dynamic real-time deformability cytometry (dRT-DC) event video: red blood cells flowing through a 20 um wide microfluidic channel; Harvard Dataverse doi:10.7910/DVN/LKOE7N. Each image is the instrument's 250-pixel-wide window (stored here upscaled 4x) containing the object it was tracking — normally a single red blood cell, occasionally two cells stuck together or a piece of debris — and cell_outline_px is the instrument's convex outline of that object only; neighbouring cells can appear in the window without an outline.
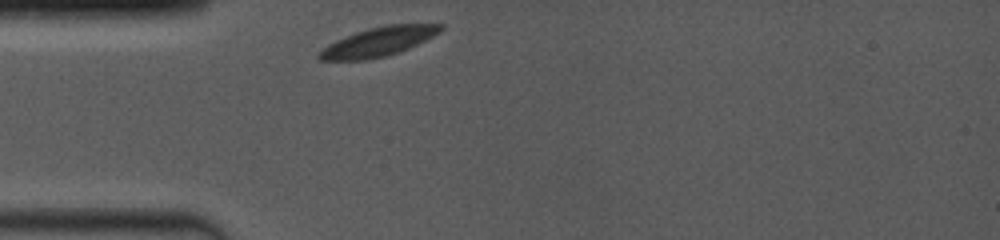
{"species": "common noctule bat (a hibernating species)", "species_latin": "Nyctalus noctula", "temperature_condition": "room temperature", "stored_images_in_passage": 40, "camera_frame_rate_fps": 4000, "um_per_image_px": 0.085, "animal": {"sex": "female", "body_mass_g": 19.0, "forearm_length_mm": 53.3}, "frame": {"image": 1, "passage_image": 1, "time_ms": 0.0, "image_size_px": [1000, 240], "cell_outline_px": [[444, 28], [440, 32], [408, 48], [384, 56], [368, 60], [320, 60], [316, 56], [328, 44], [336, 40], [356, 32], [368, 28], [384, 24], [444, 24]], "centroid_in_image_um": [32.16, 3.53], "position_along_channel_um": 52.8, "area_um2": 20.35}}
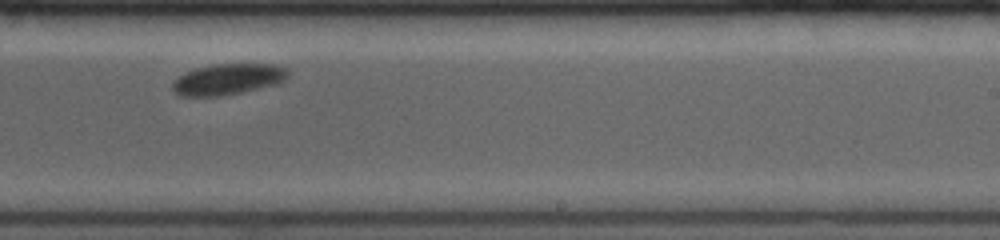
{"frame": {"image": 2, "passage_image": 22, "time_ms": 6.0, "image_size_px": [1000, 240], "cell_outline_px": [[292, 72], [284, 80], [276, 84], [240, 92], [220, 96], [180, 96], [172, 88], [172, 84], [180, 76], [196, 68], [212, 64], [272, 64], [288, 68]], "centroid_in_image_um": [19.42, 6.72], "position_along_channel_um": 269.6, "area_um2": 20.69}}
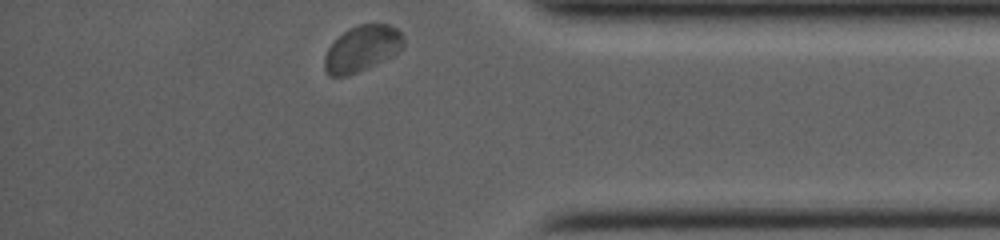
{"frame": {"image": 3, "passage_image": 40, "time_ms": 9.75, "image_size_px": [1000, 240], "cell_outline_px": [[404, 44], [392, 56], [356, 72], [344, 76], [328, 76], [324, 68], [324, 56], [328, 48], [348, 28], [360, 24], [388, 24], [396, 28], [404, 36]], "centroid_in_image_um": [30.76, 4.12], "position_along_channel_um": 404.4, "area_um2": 20.81}}